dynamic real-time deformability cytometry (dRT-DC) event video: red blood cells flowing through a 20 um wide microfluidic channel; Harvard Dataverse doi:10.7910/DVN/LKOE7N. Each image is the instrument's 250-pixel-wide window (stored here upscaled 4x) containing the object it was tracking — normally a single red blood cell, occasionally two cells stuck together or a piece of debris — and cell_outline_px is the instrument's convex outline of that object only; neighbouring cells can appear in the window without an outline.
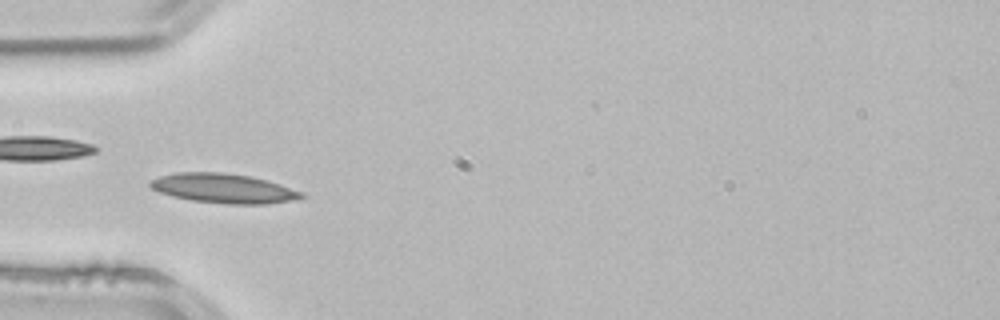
{"species": "common noctule bat (a hibernating species)", "species_latin": "Nyctalus noctula", "temperature_condition": "room temperature", "stored_images_in_passage": 2, "camera_frame_rate_fps": 3000, "um_per_image_px": 0.085, "animal": {"sex": "male", "body_mass_g": 21.5, "forearm_length_mm": 52.0}, "frame": {"image": 1, "passage_image": 2, "time_ms": 0.333, "image_size_px": [1000, 320], "cell_outline_px": [[308, 196], [288, 200], [264, 204], [228, 204], [192, 200], [172, 196], [160, 192], [152, 188], [148, 184], [152, 180], [160, 176], [176, 172], [224, 172], [248, 176], [268, 180], [304, 192]], "centroid_in_image_um": [19.01, 16.0], "position_along_channel_um": 66.0, "area_um2": 25.84}}